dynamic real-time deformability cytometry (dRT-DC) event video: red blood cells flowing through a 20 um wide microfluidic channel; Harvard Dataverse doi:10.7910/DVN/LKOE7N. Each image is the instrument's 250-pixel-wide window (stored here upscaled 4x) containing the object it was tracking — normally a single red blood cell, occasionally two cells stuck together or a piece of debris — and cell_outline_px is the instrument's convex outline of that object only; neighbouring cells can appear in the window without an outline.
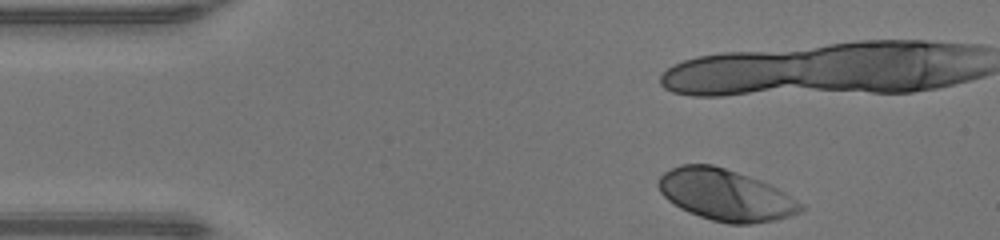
{"species": "human", "species_latin": "Homo sapiens", "temperature_condition": "warm", "stored_images_in_passage": 15, "camera_frame_rate_fps": 3000, "um_per_image_px": 0.085, "donor": {"sex": "male"}, "frame": {"image": 1, "passage_image": 1, "time_ms": 0.0, "image_size_px": [1000, 240], "cell_outline_px": [[804, 208], [800, 212], [792, 216], [776, 220], [752, 224], [728, 224], [712, 220], [688, 212], [680, 208], [668, 200], [660, 192], [656, 184], [660, 176], [664, 172], [680, 164], [712, 164], [760, 180], [784, 192], [804, 204]], "centroid_in_image_um": [61.66, 16.58], "position_along_channel_um": 23.3, "area_um2": 42.6}}